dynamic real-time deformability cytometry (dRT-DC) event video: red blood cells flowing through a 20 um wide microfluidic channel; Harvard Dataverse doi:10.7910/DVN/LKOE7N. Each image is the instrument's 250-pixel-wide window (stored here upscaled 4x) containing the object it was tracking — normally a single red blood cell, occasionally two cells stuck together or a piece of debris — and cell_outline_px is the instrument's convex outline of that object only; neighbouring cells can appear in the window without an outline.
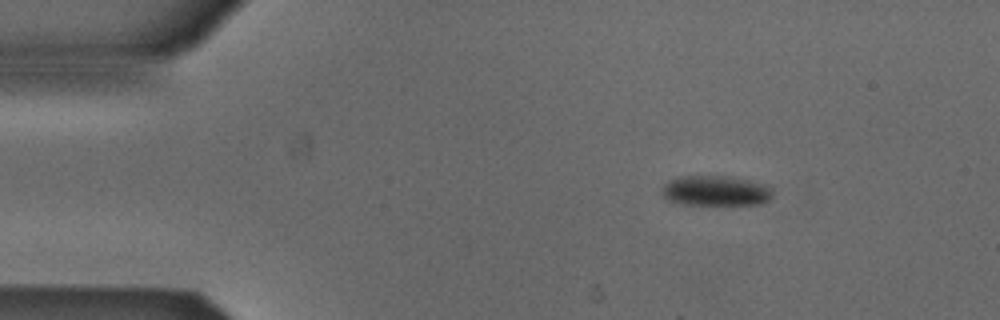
{"species": "Egyptian fruit bat (a non-hibernating species)", "species_latin": "Rousettus aegyptiacus", "temperature_condition": "cold", "stored_images_in_passage": 3, "camera_frame_rate_fps": 3000, "um_per_image_px": 0.085, "animal": {"sex": "male"}, "frame": {"image": 1, "passage_image": 1, "time_ms": 0.0, "image_size_px": [1000, 320], "cell_outline_px": [[772, 196], [768, 200], [760, 204], [680, 204], [668, 200], [664, 196], [664, 184], [668, 180], [676, 176], [732, 176], [768, 184], [772, 188]], "centroid_in_image_um": [60.87, 16.19], "position_along_channel_um": 24.1, "area_um2": 19.59}}